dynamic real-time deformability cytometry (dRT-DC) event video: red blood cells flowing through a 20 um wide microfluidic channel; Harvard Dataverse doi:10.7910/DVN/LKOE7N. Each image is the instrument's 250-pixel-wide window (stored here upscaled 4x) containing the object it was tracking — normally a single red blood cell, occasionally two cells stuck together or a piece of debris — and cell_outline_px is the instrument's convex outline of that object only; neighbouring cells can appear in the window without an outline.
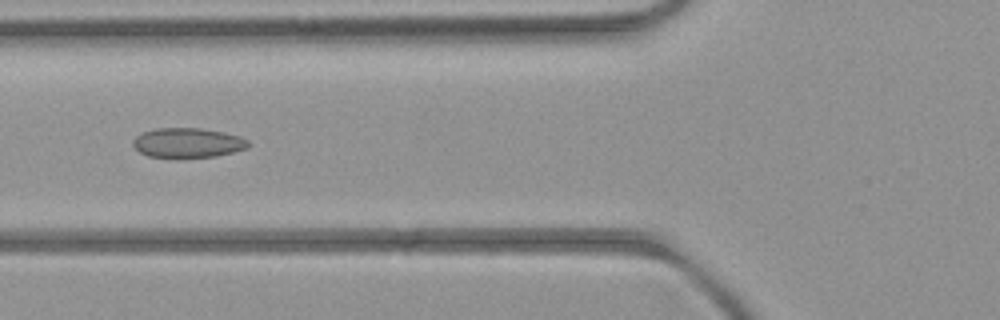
{"species": "common noctule bat (a hibernating species)", "species_latin": "Nyctalus noctula", "temperature_condition": "room temperature", "stored_images_in_passage": 5, "camera_frame_rate_fps": 3000, "um_per_image_px": 0.085, "animal": {"sex": "female", "body_mass_g": 21.9}, "frame": {"image": 1, "passage_image": 4, "time_ms": 4.333, "image_size_px": [1000, 320], "cell_outline_px": [[248, 148], [216, 156], [176, 160], [148, 156], [140, 152], [132, 144], [132, 140], [136, 136], [144, 132], [156, 128], [200, 128], [224, 132], [240, 136], [248, 140]], "centroid_in_image_um": [15.93, 12.17], "position_along_channel_um": 109.9, "area_um2": 20.52}}
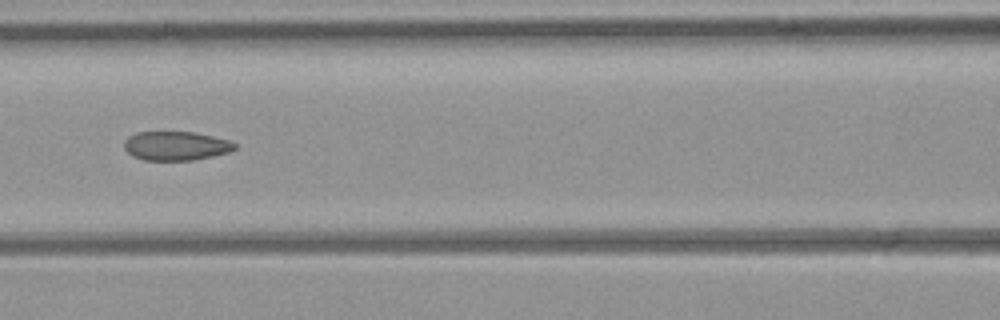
{"frame": {"image": 2, "passage_image": 5, "time_ms": 5.333, "image_size_px": [1000, 320], "cell_outline_px": [[236, 148], [228, 152], [212, 156], [192, 160], [144, 160], [132, 156], [124, 148], [124, 140], [128, 136], [136, 132], [192, 132], [212, 136], [228, 140], [236, 144]], "centroid_in_image_um": [14.91, 12.39], "position_along_channel_um": 151.7, "area_um2": 18.61}}